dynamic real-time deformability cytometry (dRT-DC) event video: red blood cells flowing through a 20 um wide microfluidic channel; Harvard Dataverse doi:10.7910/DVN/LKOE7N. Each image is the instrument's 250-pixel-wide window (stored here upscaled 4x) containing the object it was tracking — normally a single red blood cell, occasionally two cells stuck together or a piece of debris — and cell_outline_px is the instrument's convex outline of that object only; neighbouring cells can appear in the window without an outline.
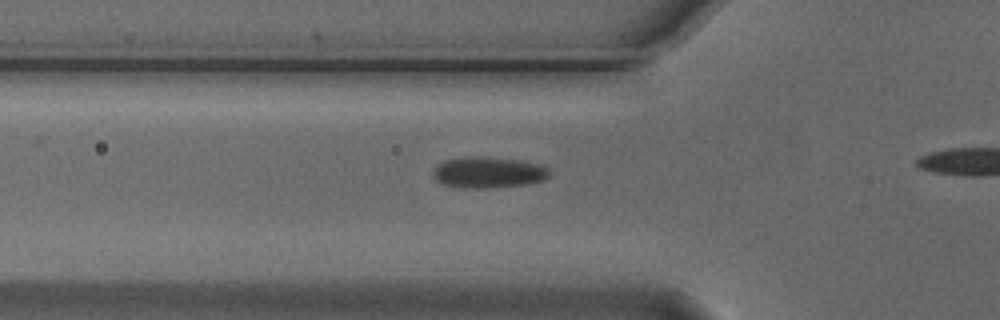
{"species": "Egyptian fruit bat (a non-hibernating species)", "species_latin": "Rousettus aegyptiacus", "temperature_condition": "cold", "stored_images_in_passage": 3, "camera_frame_rate_fps": 3000, "um_per_image_px": 0.085, "animal": {"sex": "male"}, "frame": {"image": 1, "passage_image": 3, "time_ms": 0.667, "image_size_px": [1000, 320], "cell_outline_px": [[552, 172], [544, 180], [528, 184], [488, 188], [460, 188], [440, 184], [432, 176], [432, 172], [444, 160], [464, 156], [480, 156], [520, 160], [540, 164], [548, 168]], "centroid_in_image_um": [41.5, 14.66], "position_along_channel_um": 84.3, "area_um2": 21.44}}